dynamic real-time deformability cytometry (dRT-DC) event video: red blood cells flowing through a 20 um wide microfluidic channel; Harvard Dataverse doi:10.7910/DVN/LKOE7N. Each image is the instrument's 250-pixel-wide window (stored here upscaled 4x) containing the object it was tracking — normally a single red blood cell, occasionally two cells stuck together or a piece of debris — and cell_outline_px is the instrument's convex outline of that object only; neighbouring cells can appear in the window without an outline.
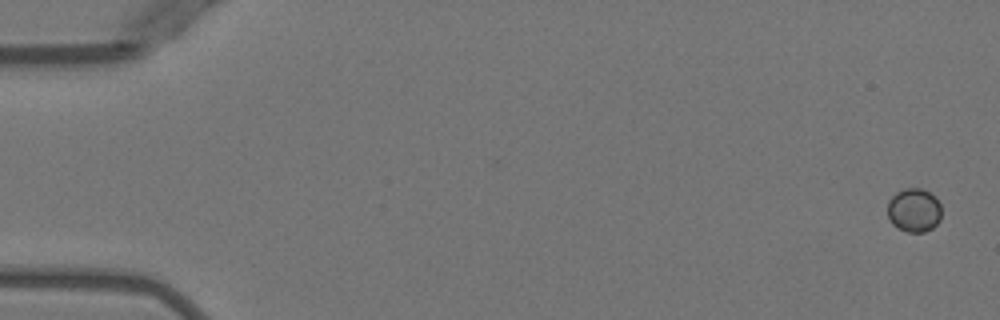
{"species": "Egyptian fruit bat (a non-hibernating species)", "species_latin": "Rousettus aegyptiacus", "temperature_condition": "warm", "stored_images_in_passage": 14, "camera_frame_rate_fps": 3000, "um_per_image_px": 0.085, "animal": {"sex": "female"}, "frame": {"image": 1, "passage_image": 1, "time_ms": 0.0, "image_size_px": [1000, 320], "cell_outline_px": [[940, 220], [932, 228], [924, 232], [908, 232], [896, 228], [888, 220], [888, 200], [896, 192], [904, 188], [924, 188], [936, 196], [940, 204]], "centroid_in_image_um": [77.68, 17.85], "position_along_channel_um": 7.3, "area_um2": 14.05}}
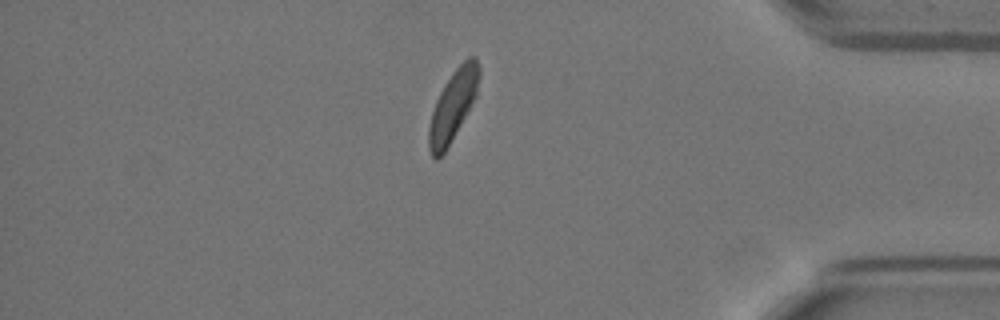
{"frame": {"image": 2, "passage_image": 14, "time_ms": 17.667, "image_size_px": [1000, 320], "cell_outline_px": [[480, 76], [476, 96], [444, 152], [436, 160], [432, 156], [428, 148], [428, 128], [432, 112], [436, 100], [444, 84], [452, 72], [468, 56], [476, 56], [480, 68]], "centroid_in_image_um": [38.5, 8.93], "position_along_channel_um": 396.7, "area_um2": 20.35}}